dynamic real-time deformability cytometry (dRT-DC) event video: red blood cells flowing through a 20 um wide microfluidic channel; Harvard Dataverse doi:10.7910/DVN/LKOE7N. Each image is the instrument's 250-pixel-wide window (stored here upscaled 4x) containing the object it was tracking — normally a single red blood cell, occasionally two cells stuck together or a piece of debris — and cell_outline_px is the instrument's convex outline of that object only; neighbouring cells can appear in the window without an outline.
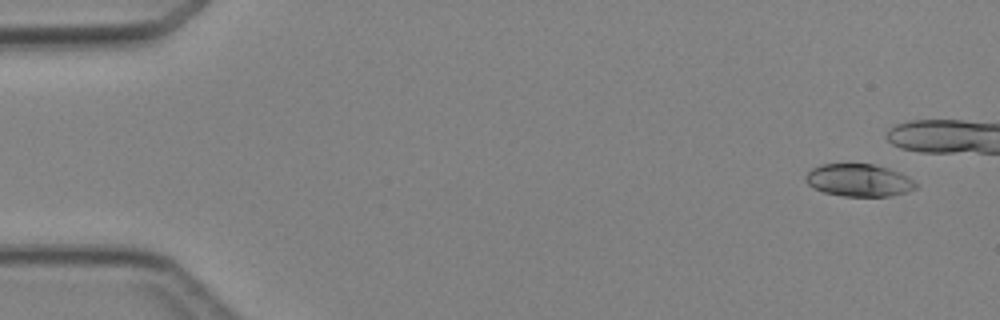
{"species": "Egyptian fruit bat (a non-hibernating species)", "species_latin": "Rousettus aegyptiacus", "temperature_condition": "cold", "stored_images_in_passage": 8, "camera_frame_rate_fps": 3000, "um_per_image_px": 0.085, "animal": {"sex": "female"}, "frame": {"image": 1, "passage_image": 1, "time_ms": 0.0, "image_size_px": [1000, 320], "cell_outline_px": [[916, 188], [908, 192], [892, 196], [844, 196], [824, 192], [808, 184], [804, 180], [804, 176], [812, 168], [824, 164], [872, 164], [888, 168], [908, 176], [916, 184]], "centroid_in_image_um": [73.0, 15.32], "position_along_channel_um": 12.0, "area_um2": 20.75}}
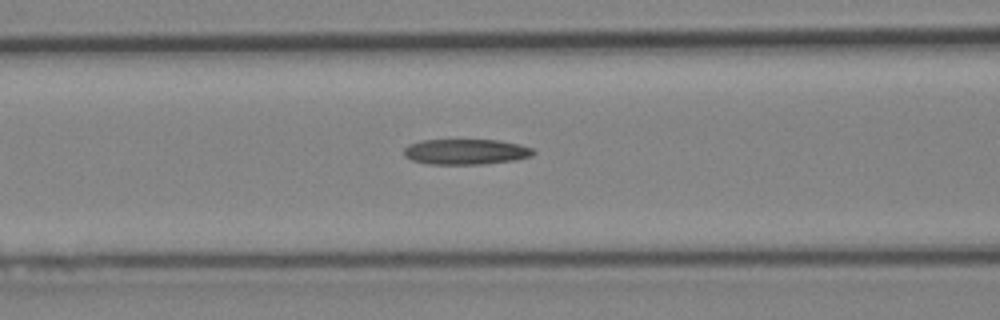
{"frame": {"image": 2, "passage_image": 7, "time_ms": 7.667, "image_size_px": [1000, 320], "cell_outline_px": [[536, 152], [532, 156], [516, 160], [484, 164], [428, 164], [412, 160], [404, 156], [404, 148], [408, 144], [420, 140], [500, 140], [532, 148]], "centroid_in_image_um": [39.58, 12.9], "position_along_channel_um": 127.0, "area_um2": 19.31}}